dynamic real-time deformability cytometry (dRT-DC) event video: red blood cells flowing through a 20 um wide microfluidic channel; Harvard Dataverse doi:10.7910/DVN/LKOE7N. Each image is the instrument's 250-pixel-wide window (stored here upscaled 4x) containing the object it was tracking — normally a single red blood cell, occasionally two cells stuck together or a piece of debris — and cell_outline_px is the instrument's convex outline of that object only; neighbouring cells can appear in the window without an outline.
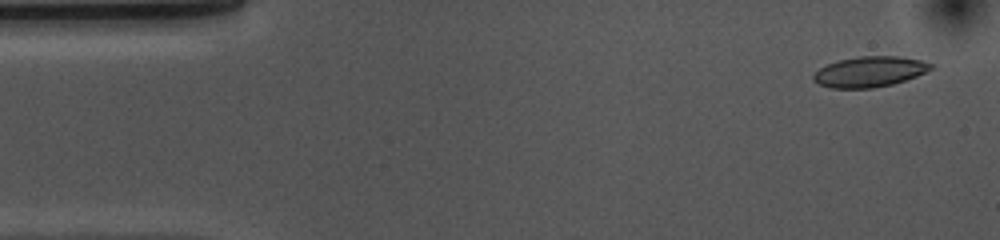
{"species": "common noctule bat (a hibernating species)", "species_latin": "Nyctalus noctula", "temperature_condition": "cold", "stored_images_in_passage": 14, "camera_frame_rate_fps": 3000, "um_per_image_px": 0.085, "animal": {"sex": "female", "body_mass_g": 10.0, "forearm_length_mm": 53.1}, "frame": {"image": 1, "passage_image": 2, "time_ms": 0.333, "image_size_px": [1000, 240], "cell_outline_px": [[936, 64], [932, 68], [916, 76], [892, 84], [872, 88], [832, 88], [820, 84], [812, 80], [812, 76], [820, 68], [828, 64], [840, 60], [860, 56], [900, 56], [920, 60]], "centroid_in_image_um": [73.93, 6.09], "position_along_channel_um": 11.1, "area_um2": 20.69}}